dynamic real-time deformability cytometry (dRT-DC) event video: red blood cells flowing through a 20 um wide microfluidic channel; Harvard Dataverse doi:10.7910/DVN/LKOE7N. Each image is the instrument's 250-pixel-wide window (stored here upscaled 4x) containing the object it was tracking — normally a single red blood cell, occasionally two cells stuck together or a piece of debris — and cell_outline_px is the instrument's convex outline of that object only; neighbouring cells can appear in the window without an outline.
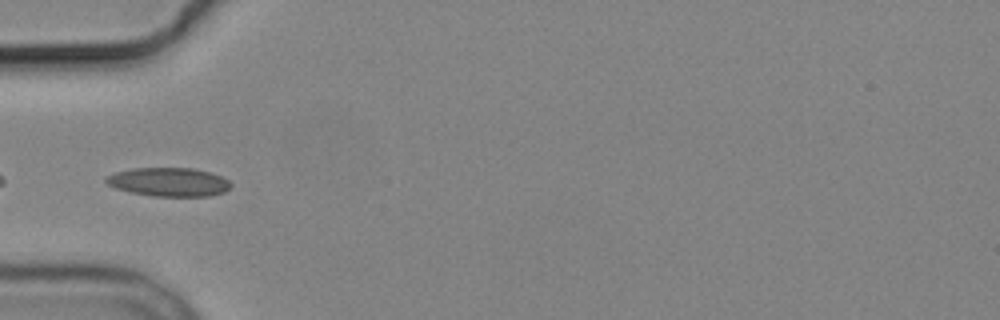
{"species": "common noctule bat (a hibernating species)", "species_latin": "Nyctalus noctula", "temperature_condition": "cold", "stored_images_in_passage": 4, "camera_frame_rate_fps": 3000, "um_per_image_px": 0.085, "animal": {"sex": "male", "body_mass_g": 19.2, "forearm_length_mm": 51.8}, "frame": {"image": 1, "passage_image": 2, "time_ms": 1.333, "image_size_px": [1000, 320], "cell_outline_px": [[232, 184], [224, 192], [208, 196], [152, 196], [132, 192], [116, 188], [108, 184], [104, 180], [108, 176], [116, 172], [132, 168], [196, 168], [212, 172], [228, 180]], "centroid_in_image_um": [14.37, 15.46], "position_along_channel_um": 70.6, "area_um2": 20.81}}
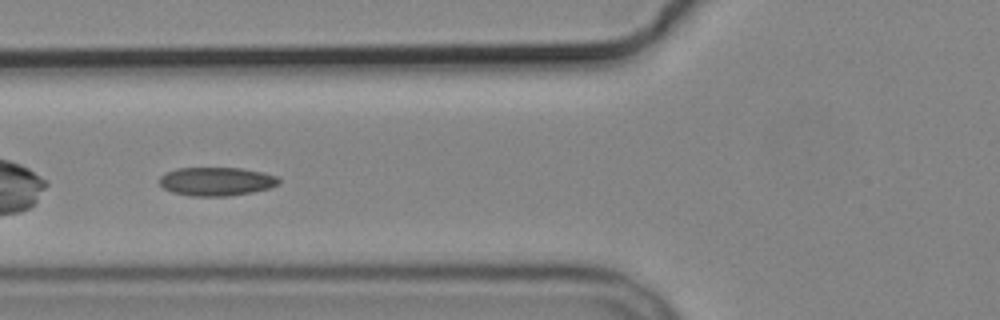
{"frame": {"image": 2, "passage_image": 3, "time_ms": 2.333, "image_size_px": [1000, 320], "cell_outline_px": [[280, 184], [268, 188], [252, 192], [228, 196], [192, 196], [172, 192], [164, 188], [160, 184], [160, 176], [164, 172], [176, 168], [240, 168], [264, 172], [276, 176], [280, 180]], "centroid_in_image_um": [18.39, 15.41], "position_along_channel_um": 107.4, "area_um2": 19.94}}
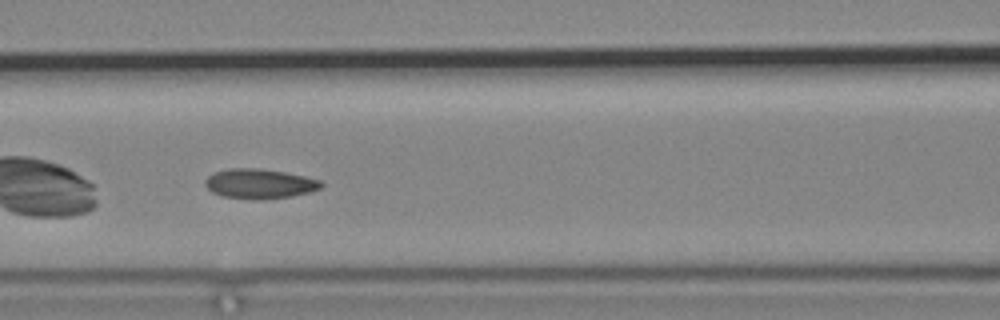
{"frame": {"image": 3, "passage_image": 4, "time_ms": 3.333, "image_size_px": [1000, 320], "cell_outline_px": [[324, 184], [320, 188], [308, 192], [288, 196], [264, 200], [256, 200], [224, 196], [212, 192], [204, 184], [204, 180], [208, 176], [216, 172], [228, 168], [260, 168], [284, 172], [304, 176], [320, 180]], "centroid_in_image_um": [22.04, 15.61], "position_along_channel_um": 144.6, "area_um2": 20.0}}